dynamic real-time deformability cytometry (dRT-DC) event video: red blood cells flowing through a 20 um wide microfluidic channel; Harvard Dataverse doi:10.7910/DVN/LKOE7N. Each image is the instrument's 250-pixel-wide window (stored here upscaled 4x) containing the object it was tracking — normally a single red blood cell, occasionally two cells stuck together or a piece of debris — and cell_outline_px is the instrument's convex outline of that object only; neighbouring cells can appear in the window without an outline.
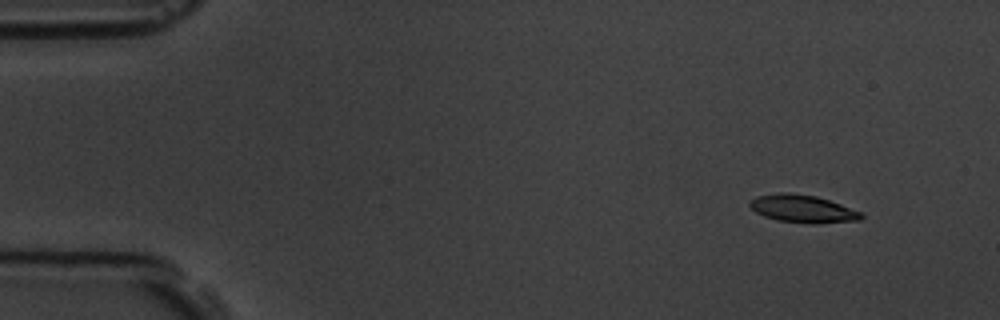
{"species": "common noctule bat (a hibernating species)", "species_latin": "Nyctalus noctula", "temperature_condition": "room temperature", "stored_images_in_passage": 6, "camera_frame_rate_fps": 3000, "um_per_image_px": 0.085, "animal": {"sex": "male", "body_mass_g": 19.5, "forearm_length_mm": 54.6}, "frame": {"image": 1, "passage_image": 2, "time_ms": 1.333, "image_size_px": [1000, 320], "cell_outline_px": [[864, 216], [860, 220], [816, 224], [812, 224], [776, 220], [764, 216], [756, 212], [748, 204], [756, 196], [780, 192], [788, 192], [816, 196], [840, 204], [860, 212]], "centroid_in_image_um": [68.21, 17.75], "position_along_channel_um": 16.8, "area_um2": 17.92}}
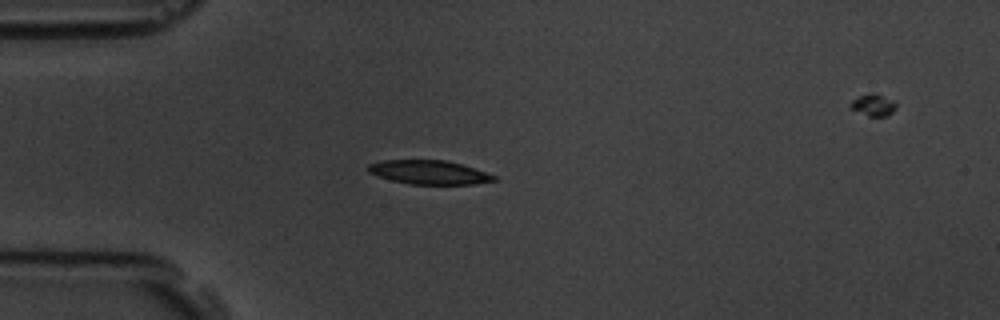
{"frame": {"image": 2, "passage_image": 5, "time_ms": 4.667, "image_size_px": [1000, 320], "cell_outline_px": [[496, 180], [476, 184], [408, 184], [392, 180], [368, 172], [368, 164], [380, 160], [444, 160], [460, 164], [496, 176]], "centroid_in_image_um": [36.44, 14.64], "position_along_channel_um": 48.6, "area_um2": 17.28}}